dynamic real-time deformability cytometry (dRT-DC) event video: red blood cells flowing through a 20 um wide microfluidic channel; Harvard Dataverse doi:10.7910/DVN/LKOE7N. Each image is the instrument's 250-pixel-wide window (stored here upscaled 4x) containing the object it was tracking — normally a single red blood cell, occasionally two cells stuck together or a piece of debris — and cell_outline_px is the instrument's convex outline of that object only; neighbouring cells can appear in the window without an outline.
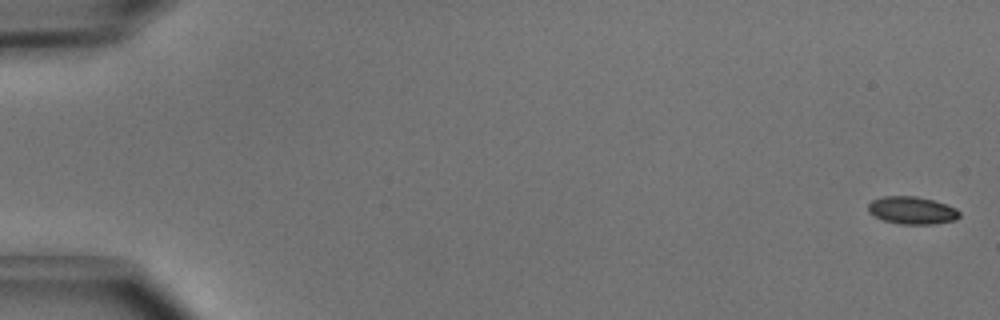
{"species": "common noctule bat (a hibernating species)", "species_latin": "Nyctalus noctula", "temperature_condition": "cold", "stored_images_in_passage": 6, "camera_frame_rate_fps": 3000, "um_per_image_px": 0.085, "animal": {"sex": "male", "body_mass_g": 15.6}, "frame": {"image": 1, "passage_image": 1, "time_ms": 0.0, "image_size_px": [1000, 320], "cell_outline_px": [[960, 216], [956, 220], [936, 224], [900, 224], [884, 220], [868, 212], [868, 204], [872, 200], [884, 196], [916, 196], [932, 200], [956, 208], [960, 212]], "centroid_in_image_um": [77.53, 17.88], "position_along_channel_um": 7.5, "area_um2": 14.62}}
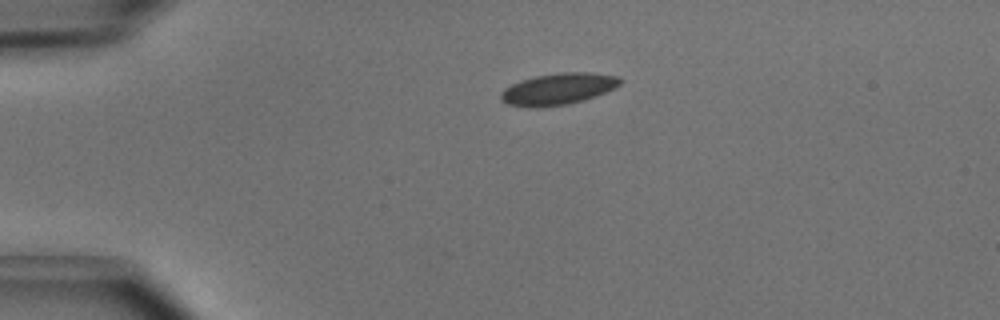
{"frame": {"image": 2, "passage_image": 6, "time_ms": 1.667, "image_size_px": [1000, 320], "cell_outline_px": [[624, 80], [620, 84], [596, 96], [568, 104], [536, 108], [532, 108], [508, 104], [500, 100], [500, 92], [504, 88], [520, 80], [532, 76], [560, 72], [592, 72], [620, 76]], "centroid_in_image_um": [47.42, 7.55], "position_along_channel_um": 37.6, "area_um2": 22.2}}